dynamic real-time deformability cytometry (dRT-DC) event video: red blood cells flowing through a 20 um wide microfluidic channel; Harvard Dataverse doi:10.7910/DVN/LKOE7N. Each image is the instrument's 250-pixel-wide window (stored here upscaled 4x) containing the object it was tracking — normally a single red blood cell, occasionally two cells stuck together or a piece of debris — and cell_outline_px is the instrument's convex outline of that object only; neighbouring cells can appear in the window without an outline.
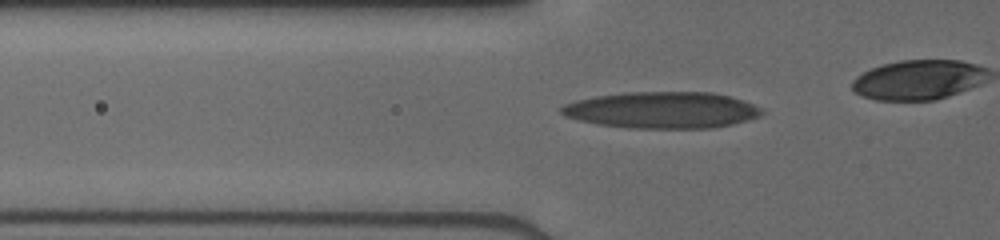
{"species": "human", "species_latin": "Homo sapiens", "temperature_condition": "cold", "stored_images_in_passage": 32, "camera_frame_rate_fps": 3000, "um_per_image_px": 0.085, "donor": {"sex": "male"}, "frame": {"image": 1, "passage_image": 8, "time_ms": 2.333, "image_size_px": [1000, 240], "cell_outline_px": [[764, 112], [760, 116], [748, 120], [732, 124], [712, 128], [628, 128], [596, 124], [564, 116], [560, 112], [560, 108], [564, 104], [576, 100], [596, 96], [624, 92], [712, 92], [744, 100], [760, 108]], "centroid_in_image_um": [56.26, 9.35], "position_along_channel_um": 69.5, "area_um2": 42.71}}
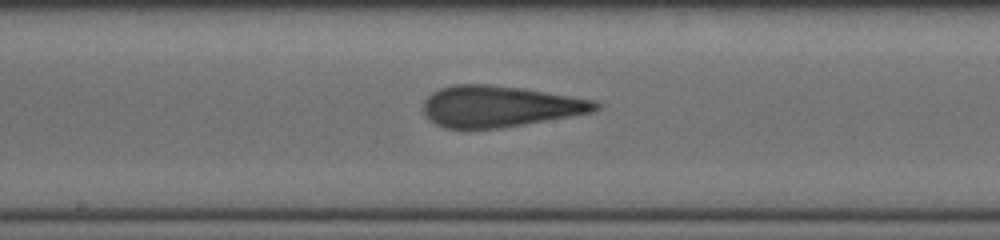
{"frame": {"image": 2, "passage_image": 18, "time_ms": 5.667, "image_size_px": [1000, 240], "cell_outline_px": [[600, 108], [592, 112], [572, 116], [500, 128], [444, 128], [428, 120], [424, 116], [424, 100], [432, 92], [440, 88], [452, 84], [488, 84], [520, 88], [596, 100], [600, 104]], "centroid_in_image_um": [42.45, 9.04], "position_along_channel_um": 205.8, "area_um2": 41.33}}
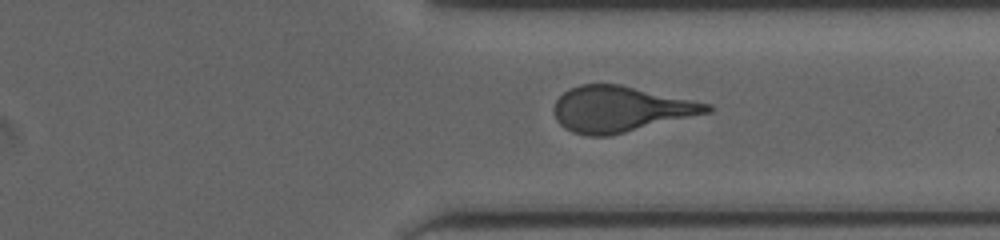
{"frame": {"image": 3, "passage_image": 29, "time_ms": 9.333, "image_size_px": [1000, 240], "cell_outline_px": [[716, 108], [712, 112], [608, 136], [588, 136], [572, 132], [564, 128], [556, 120], [552, 112], [552, 108], [556, 100], [564, 92], [580, 84], [620, 84], [712, 104]], "centroid_in_image_um": [52.74, 9.27], "position_along_channel_um": 358.7, "area_um2": 40.98}}